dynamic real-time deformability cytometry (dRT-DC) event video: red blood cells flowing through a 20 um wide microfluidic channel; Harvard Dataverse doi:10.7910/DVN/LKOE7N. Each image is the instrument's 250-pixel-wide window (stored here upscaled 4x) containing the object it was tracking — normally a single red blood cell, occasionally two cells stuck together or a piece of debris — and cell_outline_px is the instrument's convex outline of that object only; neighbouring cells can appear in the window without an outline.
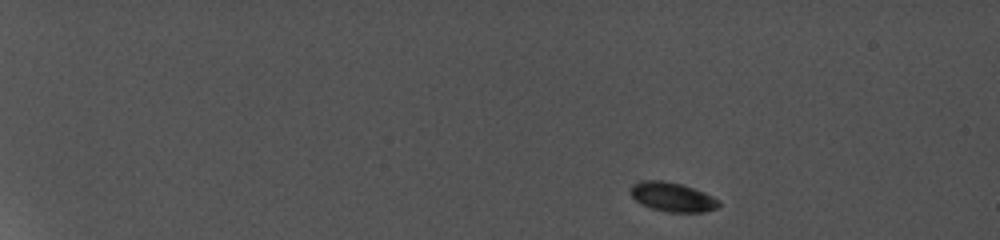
{"species": "common noctule bat (a hibernating species)", "species_latin": "Nyctalus noctula", "temperature_condition": "cold", "stored_images_in_passage": 9, "camera_frame_rate_fps": 5000, "um_per_image_px": 0.085, "animal": {"sex": "female", "body_mass_g": 19.0, "forearm_length_mm": 56.7}, "frame": {"image": 1, "passage_image": 1, "time_ms": 0.0, "image_size_px": [1000, 240], "cell_outline_px": [[720, 204], [716, 208], [704, 212], [668, 212], [652, 208], [640, 204], [632, 196], [632, 184], [644, 180], [660, 180], [680, 184], [704, 192], [720, 200]], "centroid_in_image_um": [57.17, 16.75], "position_along_channel_um": 27.8, "area_um2": 14.85}}
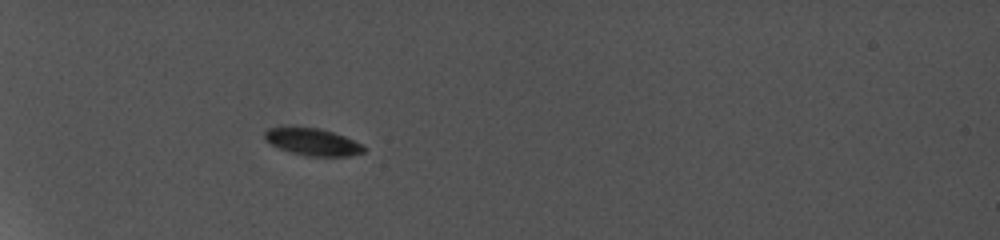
{"frame": {"image": 2, "passage_image": 5, "time_ms": 4.0, "image_size_px": [1000, 240], "cell_outline_px": [[364, 152], [348, 156], [308, 156], [292, 152], [280, 148], [264, 140], [264, 132], [268, 128], [316, 128], [332, 132], [344, 136], [360, 144], [364, 148]], "centroid_in_image_um": [26.56, 12.07], "position_along_channel_um": 58.4, "area_um2": 15.14}}
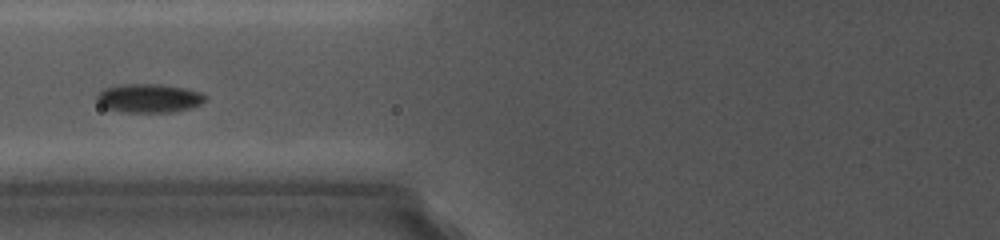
{"frame": {"image": 3, "passage_image": 7, "time_ms": 6.4, "image_size_px": [1000, 240], "cell_outline_px": [[204, 100], [200, 104], [188, 108], [172, 112], [124, 112], [108, 108], [100, 104], [96, 96], [100, 92], [108, 88], [128, 84], [152, 84], [180, 88], [196, 92], [204, 96]], "centroid_in_image_um": [12.62, 8.37], "position_along_channel_um": 113.2, "area_um2": 17.28}}